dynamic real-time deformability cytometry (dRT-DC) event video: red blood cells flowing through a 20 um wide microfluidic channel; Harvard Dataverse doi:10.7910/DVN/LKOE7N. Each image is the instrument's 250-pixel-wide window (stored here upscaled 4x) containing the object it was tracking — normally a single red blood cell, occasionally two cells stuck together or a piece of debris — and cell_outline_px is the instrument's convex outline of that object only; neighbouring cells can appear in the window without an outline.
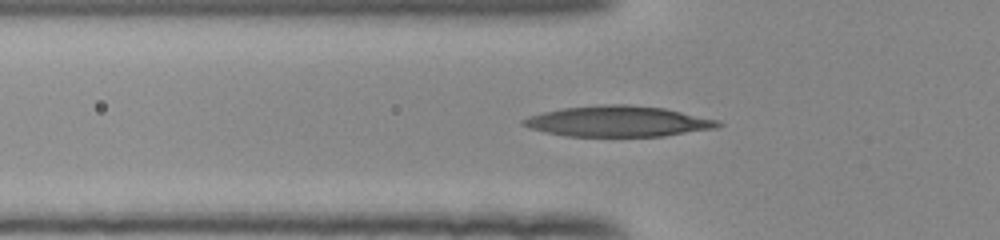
{"species": "human", "species_latin": "Homo sapiens", "temperature_condition": "room temperature", "stored_images_in_passage": 35, "camera_frame_rate_fps": 3000, "um_per_image_px": 0.085, "donor": {"sex": "female"}, "frame": {"image": 1, "passage_image": 5, "time_ms": 1.333, "image_size_px": [1000, 240], "cell_outline_px": [[724, 124], [716, 128], [664, 136], [564, 136], [544, 132], [528, 128], [520, 124], [520, 120], [528, 116], [544, 112], [564, 108], [608, 104], [624, 104], [664, 108], [720, 120]], "centroid_in_image_um": [52.52, 10.32], "position_along_channel_um": 73.3, "area_um2": 34.91}}
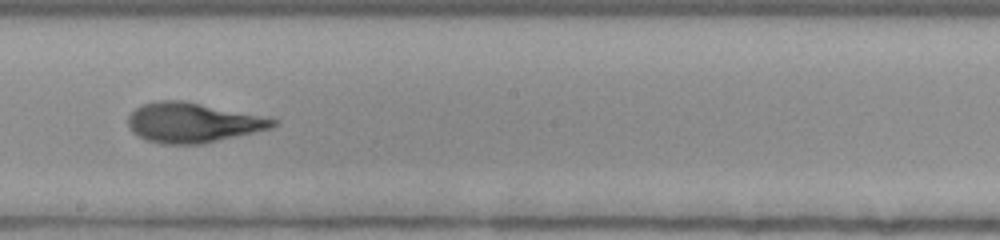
{"frame": {"image": 2, "passage_image": 17, "time_ms": 5.333, "image_size_px": [1000, 240], "cell_outline_px": [[280, 120], [272, 128], [204, 144], [160, 144], [148, 140], [132, 132], [128, 128], [128, 116], [140, 104], [156, 100], [184, 100], [268, 116]], "centroid_in_image_um": [16.42, 10.41], "position_along_channel_um": 231.8, "area_um2": 34.22}}
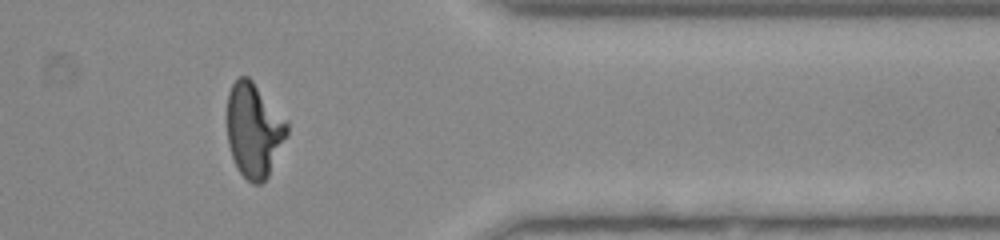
{"frame": {"image": 3, "passage_image": 30, "time_ms": 9.667, "image_size_px": [1000, 240], "cell_outline_px": [[288, 136], [268, 176], [260, 184], [252, 184], [240, 172], [232, 156], [228, 144], [228, 92], [232, 84], [240, 76], [248, 76], [252, 80], [288, 120]], "centroid_in_image_um": [21.62, 11.05], "position_along_channel_um": 389.8, "area_um2": 33.0}}